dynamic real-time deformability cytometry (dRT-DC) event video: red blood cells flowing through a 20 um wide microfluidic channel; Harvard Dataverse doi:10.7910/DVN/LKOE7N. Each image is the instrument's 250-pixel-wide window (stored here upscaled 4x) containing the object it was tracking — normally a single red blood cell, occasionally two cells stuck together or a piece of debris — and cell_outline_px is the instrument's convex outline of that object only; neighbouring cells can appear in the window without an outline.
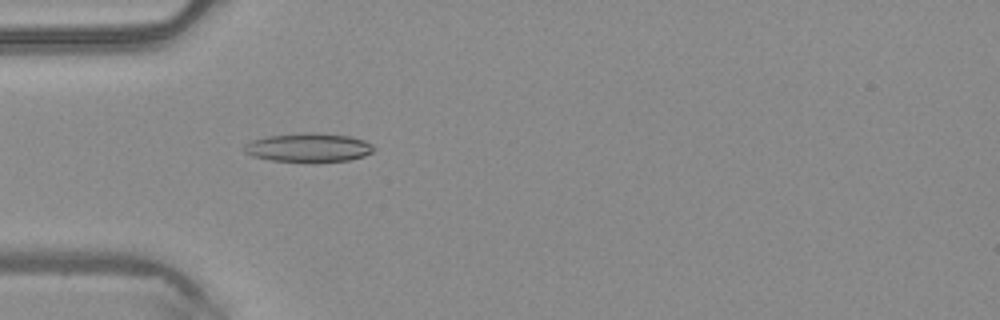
{"species": "common noctule bat (a hibernating species)", "species_latin": "Nyctalus noctula", "temperature_condition": "warm", "stored_images_in_passage": 1, "camera_frame_rate_fps": 3000, "um_per_image_px": 0.085, "animal": {"sex": "male", "body_mass_g": 20.4}, "frame": {"image": 1, "passage_image": 1, "time_ms": 0.0, "image_size_px": [1000, 320], "cell_outline_px": [[376, 148], [372, 152], [364, 156], [348, 160], [272, 160], [252, 156], [244, 152], [244, 144], [252, 140], [268, 136], [308, 132], [312, 132], [348, 136], [364, 140], [372, 144]], "centroid_in_image_um": [26.22, 12.51], "position_along_channel_um": 58.8, "area_um2": 21.15}}